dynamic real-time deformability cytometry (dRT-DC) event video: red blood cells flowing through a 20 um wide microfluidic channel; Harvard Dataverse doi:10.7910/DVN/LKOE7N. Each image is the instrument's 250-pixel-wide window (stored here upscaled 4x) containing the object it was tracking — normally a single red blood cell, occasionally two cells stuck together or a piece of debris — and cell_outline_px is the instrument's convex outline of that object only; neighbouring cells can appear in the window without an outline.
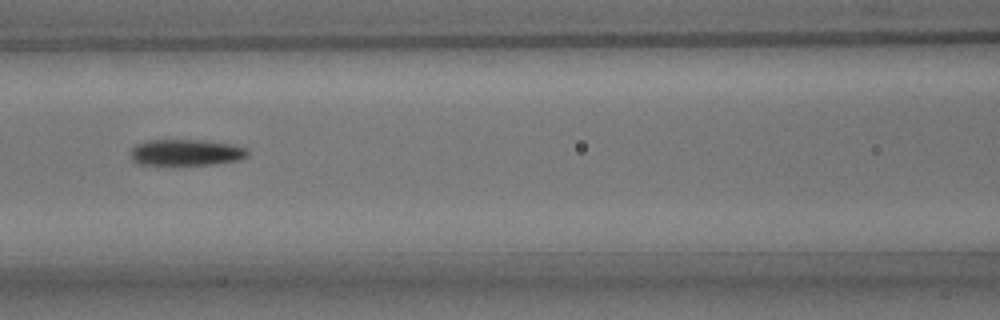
{"species": "common noctule bat (a hibernating species)", "species_latin": "Nyctalus noctula", "temperature_condition": "room temperature", "stored_images_in_passage": 11, "camera_frame_rate_fps": 3000, "um_per_image_px": 0.085, "animal": {"sex": "male", "body_mass_g": 15.6}, "frame": {"image": 1, "passage_image": 7, "time_ms": 8.0, "image_size_px": [1000, 320], "cell_outline_px": [[248, 156], [240, 160], [216, 164], [140, 164], [132, 160], [132, 148], [136, 144], [148, 140], [204, 140], [236, 144], [248, 148]], "centroid_in_image_um": [15.9, 12.94], "position_along_channel_um": 150.7, "area_um2": 17.98}}
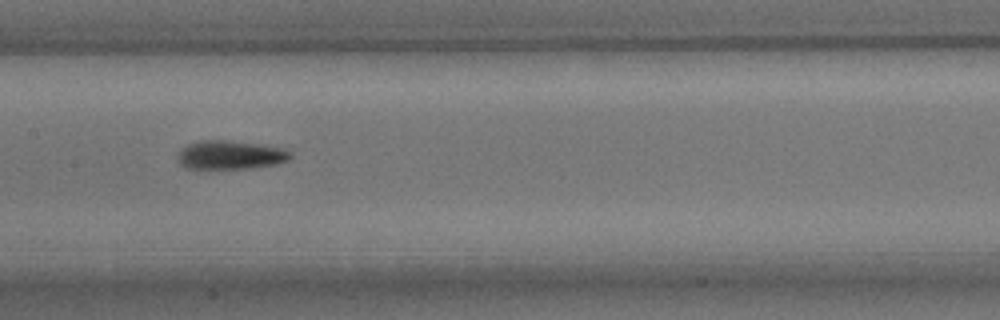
{"frame": {"image": 2, "passage_image": 8, "time_ms": 9.0, "image_size_px": [1000, 320], "cell_outline_px": [[292, 156], [288, 160], [276, 164], [252, 168], [184, 168], [176, 160], [176, 156], [188, 144], [200, 140], [228, 140], [264, 144], [284, 148], [292, 152]], "centroid_in_image_um": [19.61, 13.16], "position_along_channel_um": 187.8, "area_um2": 19.07}}
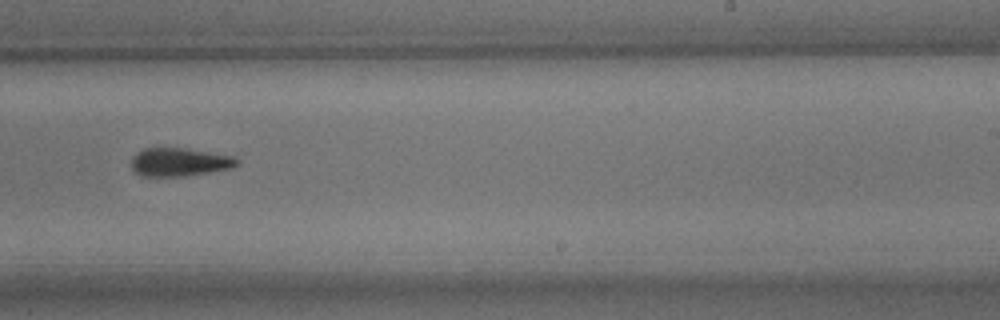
{"frame": {"image": 3, "passage_image": 10, "time_ms": 11.333, "image_size_px": [1000, 320], "cell_outline_px": [[240, 164], [232, 168], [184, 176], [140, 176], [132, 168], [132, 156], [136, 152], [144, 148], [184, 148], [236, 156], [240, 160]], "centroid_in_image_um": [15.29, 13.77], "position_along_channel_um": 273.7, "area_um2": 17.57}}